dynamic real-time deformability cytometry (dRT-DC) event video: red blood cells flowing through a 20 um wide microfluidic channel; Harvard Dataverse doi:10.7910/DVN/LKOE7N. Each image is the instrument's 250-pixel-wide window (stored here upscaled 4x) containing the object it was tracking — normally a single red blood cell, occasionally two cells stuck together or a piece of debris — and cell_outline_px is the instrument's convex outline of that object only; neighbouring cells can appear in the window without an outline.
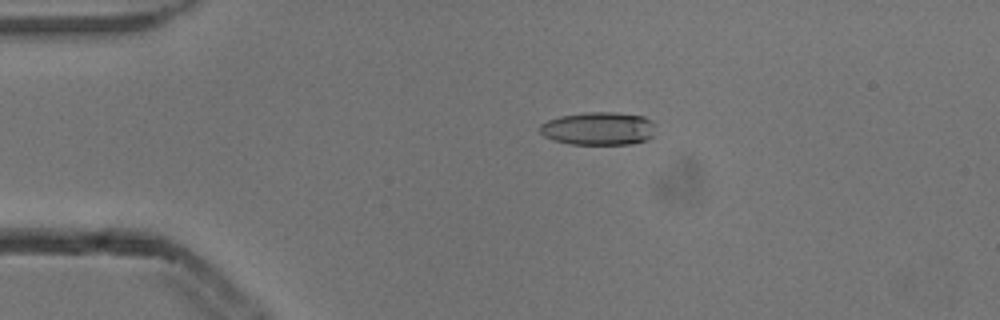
{"species": "common noctule bat (a hibernating species)", "species_latin": "Nyctalus noctula", "temperature_condition": "cold", "stored_images_in_passage": 4, "camera_frame_rate_fps": 3000, "um_per_image_px": 0.085, "animal": {"sex": "male", "body_mass_g": 13.3}, "frame": {"image": 1, "passage_image": 3, "time_ms": 0.667, "image_size_px": [1000, 320], "cell_outline_px": [[656, 124], [652, 136], [648, 140], [632, 144], [572, 144], [552, 140], [544, 136], [540, 132], [540, 124], [548, 120], [560, 116], [584, 112], [616, 112], [644, 116], [652, 120]], "centroid_in_image_um": [50.9, 10.92], "position_along_channel_um": 34.1, "area_um2": 22.6}}